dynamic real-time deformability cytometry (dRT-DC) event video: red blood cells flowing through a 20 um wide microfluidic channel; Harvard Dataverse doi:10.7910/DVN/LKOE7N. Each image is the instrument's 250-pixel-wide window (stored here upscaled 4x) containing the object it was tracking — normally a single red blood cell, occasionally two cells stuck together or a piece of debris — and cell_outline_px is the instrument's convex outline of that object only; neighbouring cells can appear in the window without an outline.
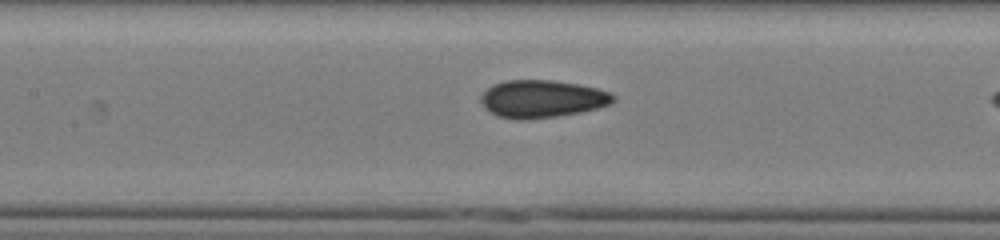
{"species": "human", "species_latin": "Homo sapiens", "temperature_condition": "cold", "stored_images_in_passage": 30, "camera_frame_rate_fps": 3000, "um_per_image_px": 0.085, "donor": {"sex": "male"}, "frame": {"image": 1, "passage_image": 13, "time_ms": 4.0, "image_size_px": [1000, 240], "cell_outline_px": [[616, 100], [608, 104], [596, 108], [580, 112], [556, 116], [524, 120], [496, 116], [484, 108], [480, 100], [480, 96], [492, 84], [504, 80], [552, 80], [580, 84], [612, 92], [616, 96]], "centroid_in_image_um": [46.06, 8.39], "position_along_channel_um": 161.3, "area_um2": 29.13}}
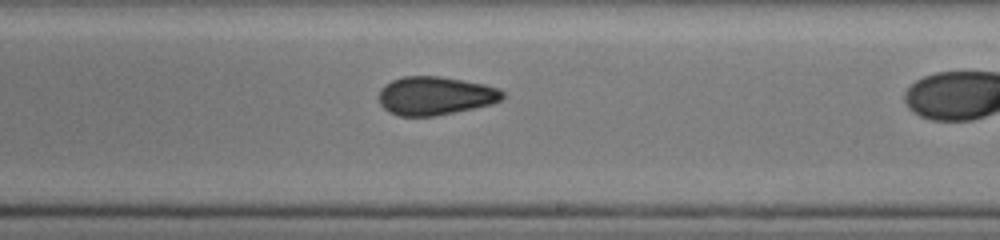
{"frame": {"image": 2, "passage_image": 20, "time_ms": 6.333, "image_size_px": [1000, 240], "cell_outline_px": [[504, 96], [500, 100], [492, 104], [432, 116], [400, 116], [388, 112], [380, 104], [380, 88], [384, 84], [392, 80], [404, 76], [440, 76], [484, 84], [500, 88], [504, 92]], "centroid_in_image_um": [36.98, 8.13], "position_along_channel_um": 252.0, "area_um2": 27.63}}
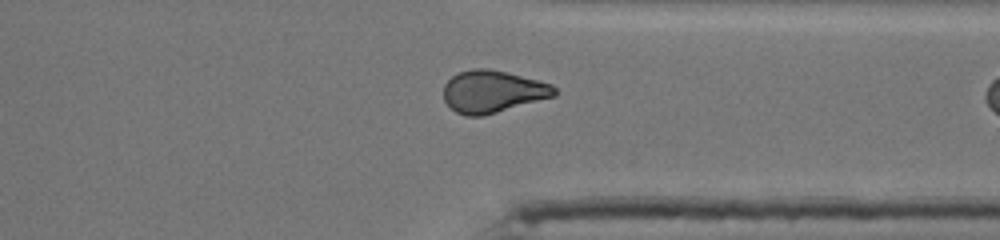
{"frame": {"image": 3, "passage_image": 29, "time_ms": 9.333, "image_size_px": [1000, 240], "cell_outline_px": [[556, 96], [484, 116], [464, 116], [456, 112], [444, 100], [444, 84], [452, 76], [460, 72], [472, 68], [488, 68], [508, 72], [552, 84], [556, 88]], "centroid_in_image_um": [41.89, 7.78], "position_along_channel_um": 369.5, "area_um2": 27.46}}